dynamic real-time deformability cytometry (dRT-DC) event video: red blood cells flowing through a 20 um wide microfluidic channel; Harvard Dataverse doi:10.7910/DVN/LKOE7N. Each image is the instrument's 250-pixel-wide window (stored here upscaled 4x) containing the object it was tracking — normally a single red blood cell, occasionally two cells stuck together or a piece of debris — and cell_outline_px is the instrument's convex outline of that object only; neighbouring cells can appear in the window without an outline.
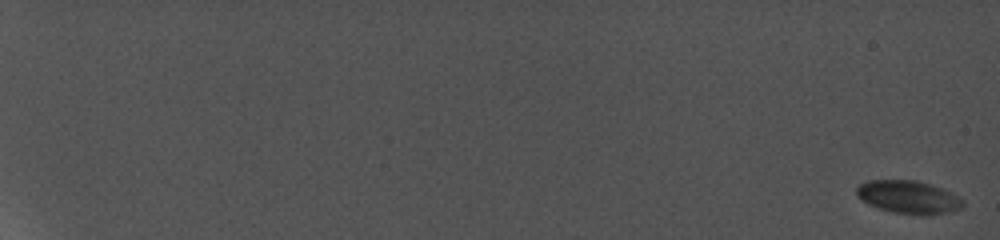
{"species": "common noctule bat (a hibernating species)", "species_latin": "Nyctalus noctula", "temperature_condition": "cold", "stored_images_in_passage": 20, "camera_frame_rate_fps": 5000, "um_per_image_px": 0.085, "animal": {"sex": "female", "body_mass_g": 19.0, "forearm_length_mm": 56.7}, "frame": {"image": 1, "passage_image": 1, "time_ms": 0.0, "image_size_px": [1000, 240], "cell_outline_px": [[960, 204], [956, 208], [940, 212], [896, 212], [880, 208], [864, 200], [856, 192], [856, 188], [860, 184], [876, 180], [908, 180], [924, 184], [936, 188], [960, 200]], "centroid_in_image_um": [77.03, 16.7], "position_along_channel_um": 8.0, "area_um2": 17.98}}
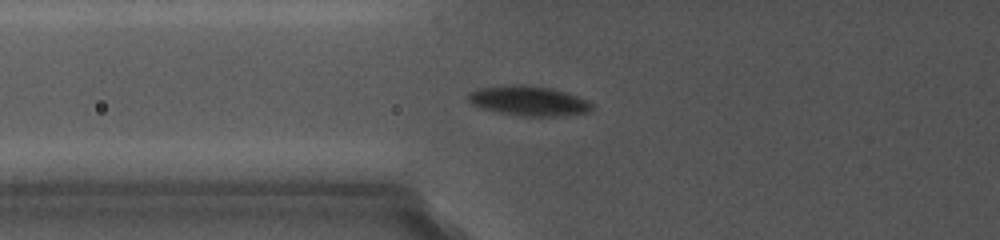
{"frame": {"image": 2, "passage_image": 11, "time_ms": 9.2, "image_size_px": [1000, 240], "cell_outline_px": [[592, 108], [584, 112], [552, 116], [520, 116], [500, 112], [476, 104], [468, 96], [472, 92], [484, 88], [544, 88], [560, 92], [584, 100], [592, 104]], "centroid_in_image_um": [44.99, 8.64], "position_along_channel_um": 80.8, "area_um2": 18.9}}
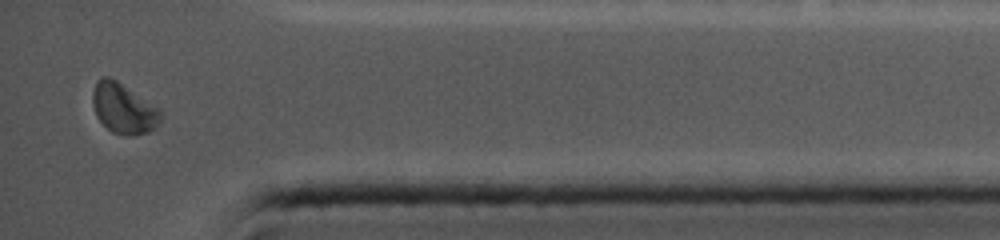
{"frame": {"image": 3, "passage_image": 20, "time_ms": 18.4, "image_size_px": [1000, 240], "cell_outline_px": [[160, 120], [148, 132], [136, 136], [132, 136], [112, 132], [96, 116], [92, 104], [92, 92], [100, 76], [108, 76], [116, 80], [160, 108]], "centroid_in_image_um": [10.47, 9.21], "position_along_channel_um": 424.7, "area_um2": 19.71}, "authors_computed_cell_mechanics": {"area_um2": 18.785, "velocity_mm_per_s": 3.8083, "shape_relaxation_time_tau1_ms": 3.5024, "shape_relaxation_time_tau2_ms": 1.8542, "deformation_change_tau1": 0.0904, "deformation_change_tau2": 0.0334}}